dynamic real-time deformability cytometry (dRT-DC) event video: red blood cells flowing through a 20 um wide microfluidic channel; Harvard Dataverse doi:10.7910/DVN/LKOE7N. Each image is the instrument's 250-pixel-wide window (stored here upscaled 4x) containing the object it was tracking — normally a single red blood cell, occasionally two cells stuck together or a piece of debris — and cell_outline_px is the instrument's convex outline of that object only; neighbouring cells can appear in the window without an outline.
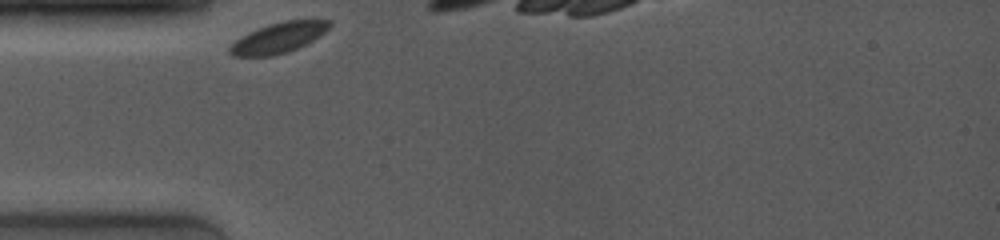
{"species": "common noctule bat (a hibernating species)", "species_latin": "Nyctalus noctula", "temperature_condition": "room temperature", "stored_images_in_passage": 3, "camera_frame_rate_fps": 4000, "um_per_image_px": 0.085, "animal": {"sex": "female", "body_mass_g": 19.0, "forearm_length_mm": 53.3}, "frame": {"image": 1, "passage_image": 1, "time_ms": 0.0, "image_size_px": [1000, 240], "cell_outline_px": [[332, 24], [324, 32], [312, 40], [288, 52], [272, 56], [232, 56], [228, 52], [228, 48], [236, 40], [248, 32], [268, 24], [284, 20], [332, 20]], "centroid_in_image_um": [23.65, 3.21], "position_along_channel_um": 61.4, "area_um2": 17.51}}